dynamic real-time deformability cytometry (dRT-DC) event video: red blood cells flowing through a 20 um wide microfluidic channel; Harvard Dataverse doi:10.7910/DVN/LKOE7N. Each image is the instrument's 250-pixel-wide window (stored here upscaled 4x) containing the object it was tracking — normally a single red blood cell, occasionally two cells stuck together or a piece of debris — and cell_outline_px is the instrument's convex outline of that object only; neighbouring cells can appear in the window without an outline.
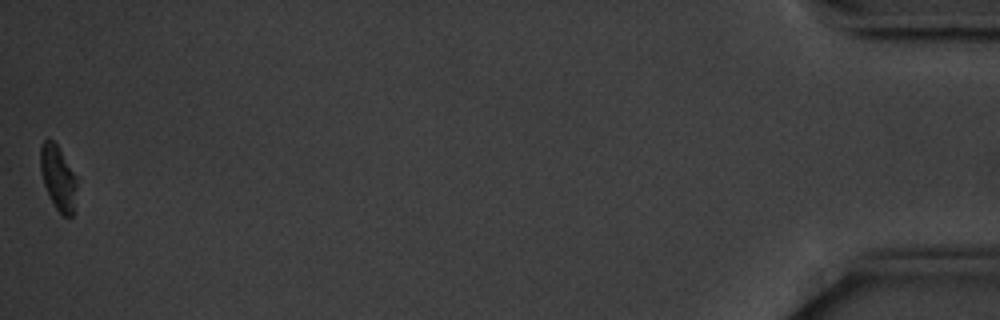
{"species": "common noctule bat (a hibernating species)", "species_latin": "Nyctalus noctula", "temperature_condition": "cold", "stored_images_in_passage": 57, "camera_frame_rate_fps": 3000, "um_per_image_px": 0.085, "animal": {"sex": "male", "body_mass_g": 20.1, "forearm_length_mm": 53.5}, "frame": {"image": 1, "passage_image": 57, "time_ms": 18.667, "image_size_px": [1000, 320], "cell_outline_px": [[76, 188], [72, 216], [64, 216], [56, 208], [44, 184], [40, 172], [40, 148], [44, 140], [52, 140], [56, 144], [76, 176]], "centroid_in_image_um": [4.92, 15.09], "position_along_channel_um": 430.3, "area_um2": 13.24}}